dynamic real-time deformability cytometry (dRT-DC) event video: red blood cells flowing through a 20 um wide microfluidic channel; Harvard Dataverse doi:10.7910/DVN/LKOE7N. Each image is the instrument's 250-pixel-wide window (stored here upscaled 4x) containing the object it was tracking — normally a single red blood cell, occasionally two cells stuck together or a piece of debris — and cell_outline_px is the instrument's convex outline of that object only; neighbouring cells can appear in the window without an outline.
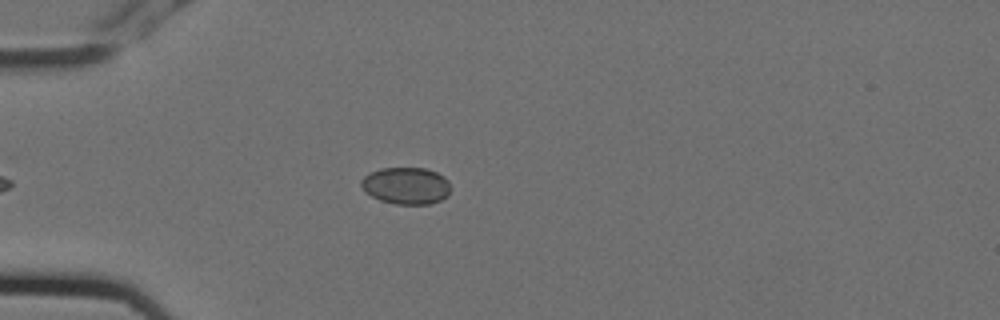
{"species": "Egyptian fruit bat (a non-hibernating species)", "species_latin": "Rousettus aegyptiacus", "temperature_condition": "cold", "stored_images_in_passage": 5, "camera_frame_rate_fps": 3000, "um_per_image_px": 0.085, "animal": {"sex": "female"}, "frame": {"image": 1, "passage_image": 5, "time_ms": 1.333, "image_size_px": [1000, 320], "cell_outline_px": [[452, 188], [448, 196], [440, 200], [428, 204], [396, 204], [380, 200], [372, 196], [360, 184], [360, 180], [364, 176], [380, 168], [424, 168], [436, 172], [444, 176], [448, 180]], "centroid_in_image_um": [34.56, 15.78], "position_along_channel_um": 50.4, "area_um2": 19.25}}